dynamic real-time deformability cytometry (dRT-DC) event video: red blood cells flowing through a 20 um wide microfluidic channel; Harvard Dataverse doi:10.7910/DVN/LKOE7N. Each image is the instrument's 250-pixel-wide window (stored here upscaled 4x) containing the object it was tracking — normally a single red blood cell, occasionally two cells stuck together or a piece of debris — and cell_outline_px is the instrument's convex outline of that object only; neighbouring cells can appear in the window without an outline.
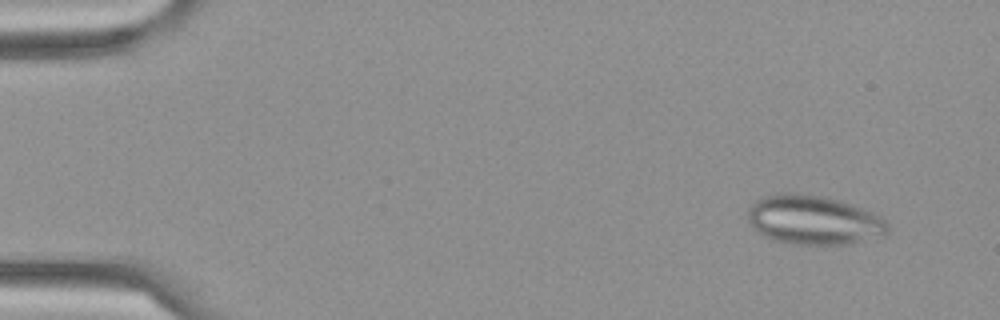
{"species": "Egyptian fruit bat (a non-hibernating species)", "species_latin": "Rousettus aegyptiacus", "temperature_condition": "cold", "stored_images_in_passage": 14, "camera_frame_rate_fps": 3000, "um_per_image_px": 0.085, "frame": {"image": 1, "passage_image": 1, "time_ms": 0.0, "image_size_px": [1000, 320], "cell_outline_px": [[888, 232], [848, 244], [796, 244], [772, 240], [764, 236], [752, 228], [748, 220], [748, 208], [756, 200], [764, 196], [784, 192], [820, 196], [836, 200], [860, 208], [884, 220], [888, 224]], "centroid_in_image_um": [69.05, 18.7], "position_along_channel_um": 16.0, "area_um2": 39.25}}
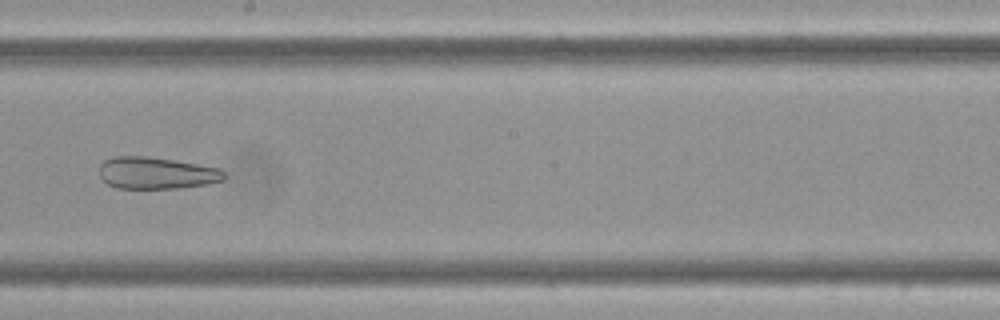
{"frame": {"image": 2, "passage_image": 8, "time_ms": 2.333, "image_size_px": [1000, 320], "cell_outline_px": [[224, 180], [208, 184], [176, 188], [116, 188], [108, 184], [100, 176], [100, 164], [104, 160], [112, 156], [144, 156], [172, 160], [220, 168], [224, 172]], "centroid_in_image_um": [13.27, 14.7], "position_along_channel_um": 234.9, "area_um2": 23.06}}